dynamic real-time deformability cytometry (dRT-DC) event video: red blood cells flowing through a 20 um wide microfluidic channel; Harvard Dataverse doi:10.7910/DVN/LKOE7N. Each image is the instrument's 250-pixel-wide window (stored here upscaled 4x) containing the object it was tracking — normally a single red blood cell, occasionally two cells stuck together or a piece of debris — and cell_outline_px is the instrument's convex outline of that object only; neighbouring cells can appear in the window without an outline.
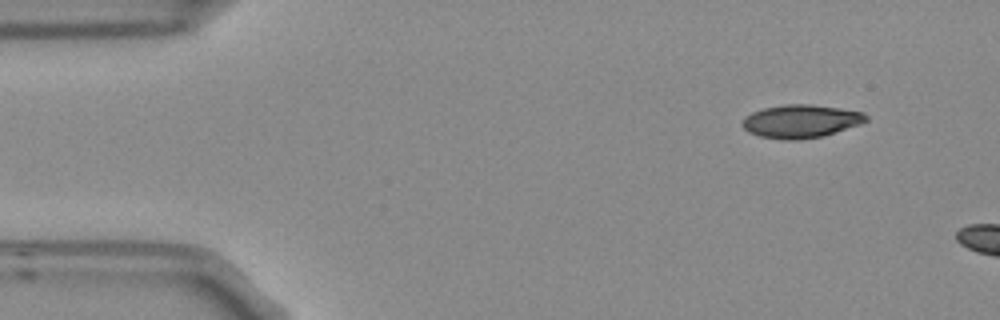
{"species": "Egyptian fruit bat (a non-hibernating species)", "species_latin": "Rousettus aegyptiacus", "temperature_condition": "room temperature", "stored_images_in_passage": 2, "camera_frame_rate_fps": 3000, "um_per_image_px": 0.085, "frame": {"image": 1, "passage_image": 1, "time_ms": 0.0, "image_size_px": [1000, 320], "cell_outline_px": [[868, 120], [860, 124], [824, 136], [800, 140], [784, 140], [760, 136], [748, 132], [740, 124], [744, 116], [752, 112], [764, 108], [784, 104], [808, 104], [840, 108], [864, 112], [868, 116]], "centroid_in_image_um": [68.06, 10.31], "position_along_channel_um": 16.9, "area_um2": 24.1}}